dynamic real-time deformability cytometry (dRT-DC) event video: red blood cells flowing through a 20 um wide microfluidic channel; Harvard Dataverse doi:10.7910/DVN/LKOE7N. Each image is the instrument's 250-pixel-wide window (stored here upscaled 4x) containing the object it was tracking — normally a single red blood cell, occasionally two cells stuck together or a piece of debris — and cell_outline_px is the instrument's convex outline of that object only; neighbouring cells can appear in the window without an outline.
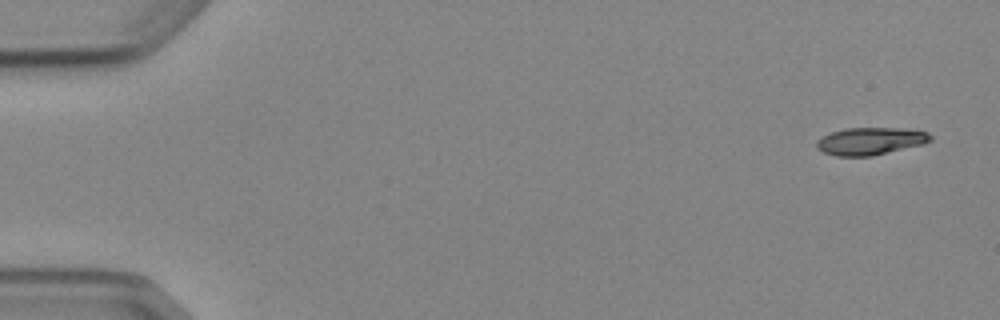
{"species": "Egyptian fruit bat (a non-hibernating species)", "species_latin": "Rousettus aegyptiacus", "temperature_condition": "cold", "stored_images_in_passage": 5, "camera_frame_rate_fps": 3000, "um_per_image_px": 0.085, "animal": {"sex": "female"}, "frame": {"image": 1, "passage_image": 1, "time_ms": 0.0, "image_size_px": [1000, 320], "cell_outline_px": [[932, 140], [924, 144], [872, 156], [836, 156], [824, 152], [816, 148], [816, 140], [832, 132], [844, 128], [904, 128], [928, 132], [932, 136]], "centroid_in_image_um": [74.0, 11.99], "position_along_channel_um": 11.0, "area_um2": 18.26}}
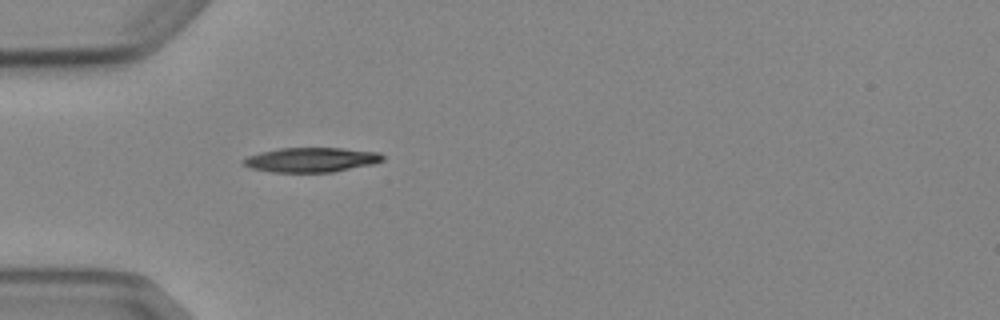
{"frame": {"image": 2, "passage_image": 5, "time_ms": 4.667, "image_size_px": [1000, 320], "cell_outline_px": [[384, 160], [372, 164], [332, 172], [272, 172], [252, 168], [244, 164], [240, 160], [248, 156], [260, 152], [280, 148], [340, 148], [380, 152], [384, 156]], "centroid_in_image_um": [26.46, 13.58], "position_along_channel_um": 58.5, "area_um2": 19.88}}